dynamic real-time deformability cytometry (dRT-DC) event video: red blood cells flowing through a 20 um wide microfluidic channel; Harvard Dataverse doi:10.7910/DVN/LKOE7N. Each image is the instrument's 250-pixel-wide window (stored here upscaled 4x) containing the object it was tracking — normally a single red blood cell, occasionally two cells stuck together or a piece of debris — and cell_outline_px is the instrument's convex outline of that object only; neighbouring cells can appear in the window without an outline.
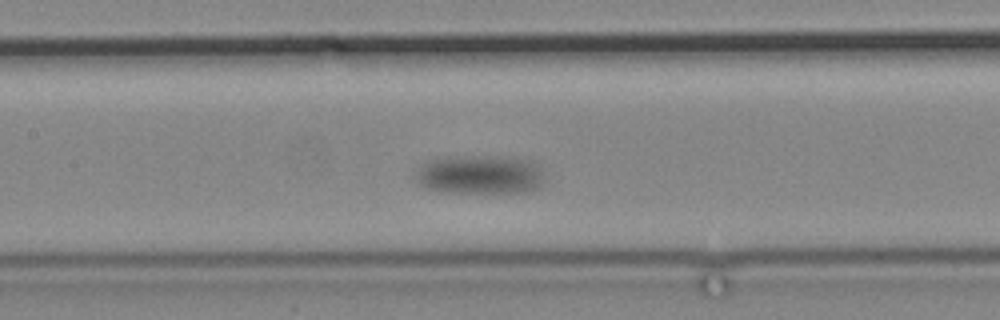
{"species": "common noctule bat (a hibernating species)", "species_latin": "Nyctalus noctula", "temperature_condition": "cold", "stored_images_in_passage": 9, "camera_frame_rate_fps": 3000, "um_per_image_px": 0.085, "animal": {"sex": "male", "body_mass_g": 19.2, "forearm_length_mm": 51.8}, "frame": {"image": 1, "passage_image": 6, "time_ms": 5.667, "image_size_px": [1000, 320], "cell_outline_px": [[544, 180], [540, 188], [528, 192], [440, 192], [428, 188], [420, 184], [416, 180], [416, 176], [424, 164], [432, 160], [472, 156], [500, 156], [532, 160], [540, 164], [544, 176]], "centroid_in_image_um": [40.93, 14.86], "position_along_channel_um": 166.5, "area_um2": 29.13}}
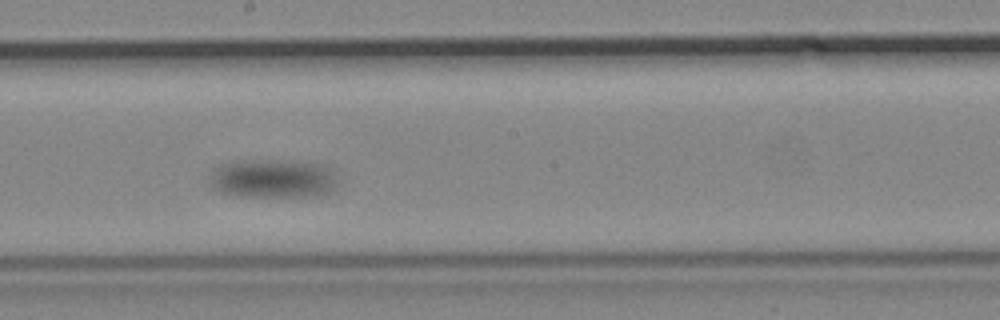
{"frame": {"image": 2, "passage_image": 8, "time_ms": 8.333, "image_size_px": [1000, 320], "cell_outline_px": [[336, 184], [328, 192], [316, 196], [240, 196], [220, 192], [212, 188], [212, 168], [220, 164], [236, 160], [296, 160], [324, 164], [332, 172], [336, 180]], "centroid_in_image_um": [23.17, 15.15], "position_along_channel_um": 225.0, "area_um2": 29.07}}
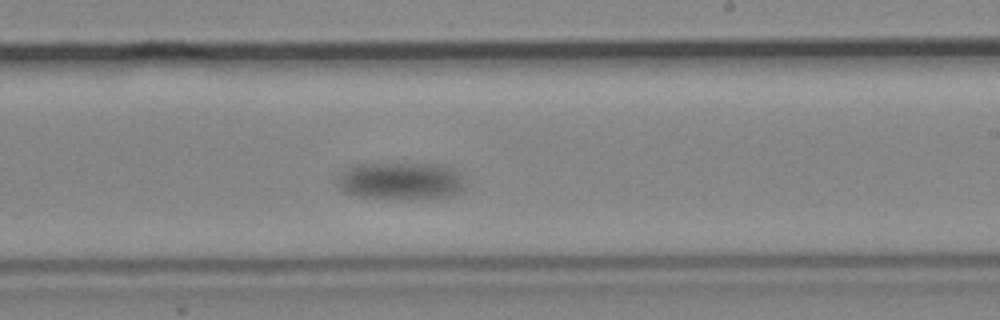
{"frame": {"image": 3, "passage_image": 9, "time_ms": 9.667, "image_size_px": [1000, 320], "cell_outline_px": [[464, 188], [460, 192], [452, 196], [412, 200], [380, 200], [356, 196], [340, 192], [336, 184], [340, 176], [348, 168], [360, 164], [440, 164], [452, 168], [460, 176], [464, 184]], "centroid_in_image_um": [34.03, 15.44], "position_along_channel_um": 255.0, "area_um2": 28.5}}